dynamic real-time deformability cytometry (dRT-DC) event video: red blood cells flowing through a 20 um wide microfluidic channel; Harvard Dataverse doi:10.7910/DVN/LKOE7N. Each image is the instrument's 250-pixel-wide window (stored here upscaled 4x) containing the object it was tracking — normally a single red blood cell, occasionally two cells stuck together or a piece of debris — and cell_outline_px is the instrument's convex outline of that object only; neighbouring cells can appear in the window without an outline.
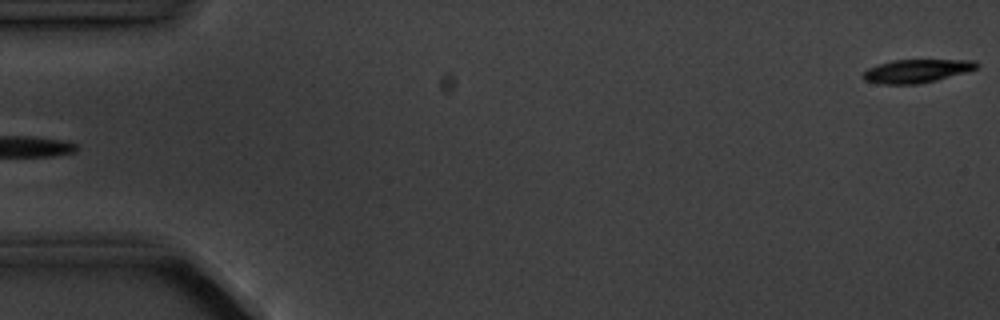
{"species": "common noctule bat (a hibernating species)", "species_latin": "Nyctalus noctula", "temperature_condition": "cold", "stored_images_in_passage": 5, "camera_frame_rate_fps": 3000, "um_per_image_px": 0.085, "animal": {"sex": "male", "body_mass_g": 20.1, "forearm_length_mm": 53.5}, "frame": {"image": 1, "passage_image": 5, "time_ms": 5.667, "image_size_px": [1000, 320], "cell_outline_px": [[980, 64], [976, 68], [968, 72], [920, 84], [880, 84], [864, 80], [860, 76], [868, 68], [892, 60], [976, 60]], "centroid_in_image_um": [77.92, 6.04], "position_along_channel_um": 7.1, "area_um2": 15.55}}